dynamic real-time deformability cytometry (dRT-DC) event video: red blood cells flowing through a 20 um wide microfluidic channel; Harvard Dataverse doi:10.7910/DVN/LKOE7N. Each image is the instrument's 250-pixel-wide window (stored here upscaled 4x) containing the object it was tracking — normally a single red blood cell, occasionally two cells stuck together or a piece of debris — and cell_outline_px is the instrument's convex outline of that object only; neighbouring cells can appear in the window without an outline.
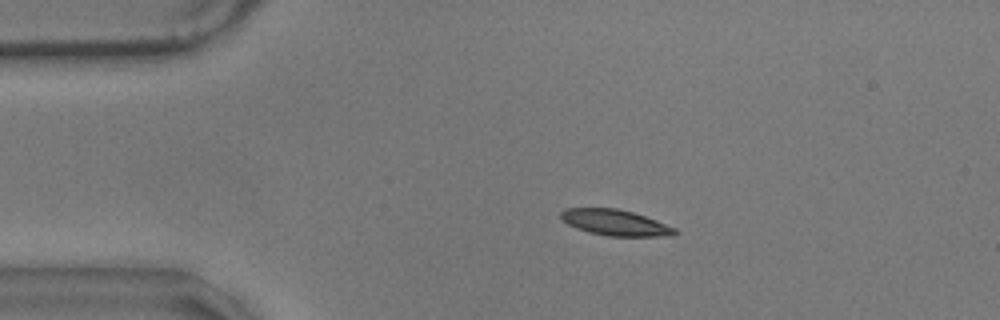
{"species": "common noctule bat (a hibernating species)", "species_latin": "Nyctalus noctula", "temperature_condition": "warm", "stored_images_in_passage": 9, "camera_frame_rate_fps": 3000, "um_per_image_px": 0.085, "animal": {"sex": "male", "body_mass_g": 17.9}, "frame": {"image": 1, "passage_image": 2, "time_ms": 0.333, "image_size_px": [1000, 320], "cell_outline_px": [[676, 232], [672, 236], [608, 236], [588, 232], [576, 228], [568, 224], [560, 216], [560, 212], [564, 208], [616, 208], [632, 212], [656, 220], [676, 228]], "centroid_in_image_um": [52.28, 18.92], "position_along_channel_um": 32.7, "area_um2": 17.11}}